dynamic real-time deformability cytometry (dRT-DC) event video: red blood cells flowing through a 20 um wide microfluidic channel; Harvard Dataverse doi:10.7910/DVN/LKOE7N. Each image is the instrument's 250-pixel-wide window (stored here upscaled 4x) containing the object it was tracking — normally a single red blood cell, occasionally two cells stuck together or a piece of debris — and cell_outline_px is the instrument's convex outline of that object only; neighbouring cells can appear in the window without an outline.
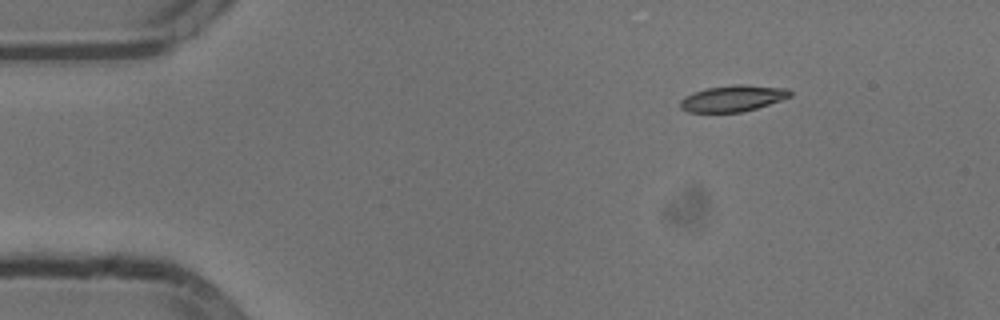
{"species": "common noctule bat (a hibernating species)", "species_latin": "Nyctalus noctula", "temperature_condition": "cold", "stored_images_in_passage": 47, "camera_frame_rate_fps": 3000, "um_per_image_px": 0.085, "animal": {"sex": "male", "body_mass_g": 13.3}, "frame": {"image": 1, "passage_image": 1, "time_ms": 0.0, "image_size_px": [1000, 320], "cell_outline_px": [[792, 96], [756, 108], [740, 112], [688, 112], [680, 108], [680, 100], [684, 96], [708, 88], [736, 84], [744, 84], [788, 88], [792, 92]], "centroid_in_image_um": [62.3, 8.36], "position_along_channel_um": 22.7, "area_um2": 16.7}}
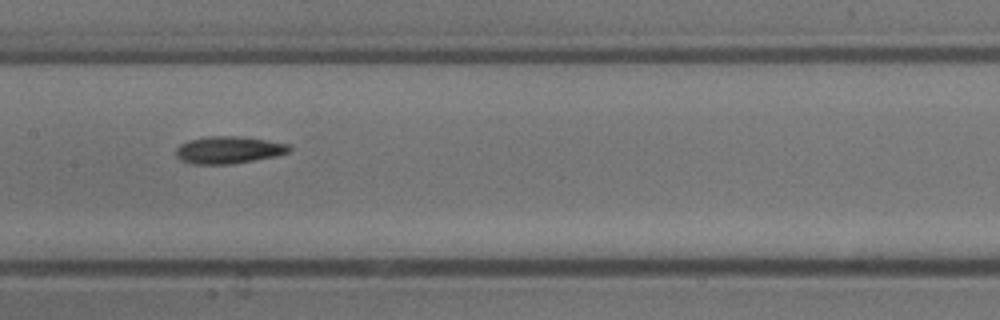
{"frame": {"image": 2, "passage_image": 20, "time_ms": 6.333, "image_size_px": [1000, 320], "cell_outline_px": [[292, 148], [288, 152], [276, 156], [232, 164], [192, 164], [180, 160], [176, 156], [176, 148], [180, 144], [188, 140], [204, 136], [236, 136], [292, 144]], "centroid_in_image_um": [19.41, 12.74], "position_along_channel_um": 188.0, "area_um2": 18.09}}
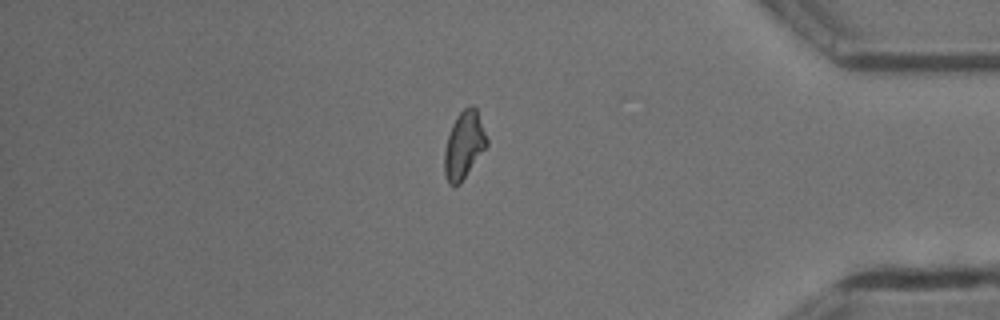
{"frame": {"image": 3, "passage_image": 39, "time_ms": 12.667, "image_size_px": [1000, 320], "cell_outline_px": [[488, 144], [460, 184], [448, 184], [444, 172], [444, 152], [448, 136], [452, 124], [456, 116], [468, 104], [472, 104], [476, 108], [488, 140]], "centroid_in_image_um": [39.43, 12.31], "position_along_channel_um": 395.8, "area_um2": 16.53}, "authors_computed_cell_mechanics": {"area_um2": 17.051, "velocity_mm_per_s": 3.8049, "shape_relaxation_time_tau1_ms": 5.0296, "shape_relaxation_time_tau2_ms": 6.849, "deformation_change_tau1": 0.1435, "deformation_change_tau2": 0.1476}}